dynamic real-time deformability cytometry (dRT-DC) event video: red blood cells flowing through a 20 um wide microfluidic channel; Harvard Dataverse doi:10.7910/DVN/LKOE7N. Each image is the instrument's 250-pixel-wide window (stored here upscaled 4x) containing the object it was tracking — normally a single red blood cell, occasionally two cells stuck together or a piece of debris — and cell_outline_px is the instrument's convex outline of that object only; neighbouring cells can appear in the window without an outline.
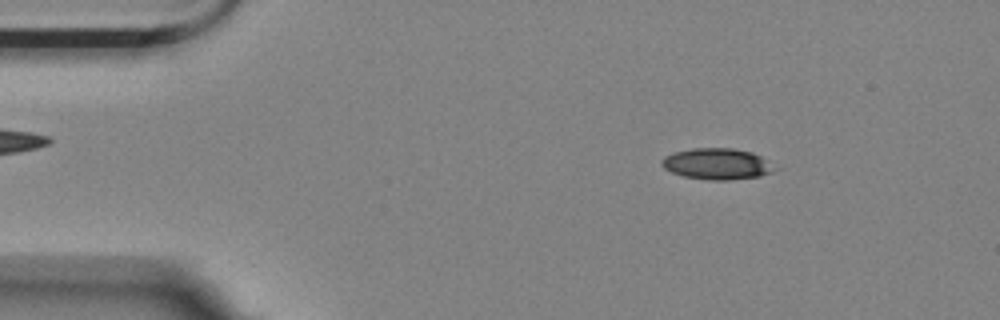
{"species": "Egyptian fruit bat (a non-hibernating species)", "species_latin": "Rousettus aegyptiacus", "temperature_condition": "room temperature", "stored_images_in_passage": 50, "camera_frame_rate_fps": 3000, "um_per_image_px": 0.085, "animal": {"sex": "female"}, "frame": {"image": 1, "passage_image": 2, "time_ms": 0.333, "image_size_px": [1000, 320], "cell_outline_px": [[772, 172], [760, 176], [728, 180], [712, 180], [684, 176], [672, 172], [664, 168], [660, 164], [660, 160], [664, 156], [676, 152], [692, 148], [732, 148], [752, 152], [760, 156], [764, 160]], "centroid_in_image_um": [60.84, 13.92], "position_along_channel_um": 24.2, "area_um2": 20.0}}
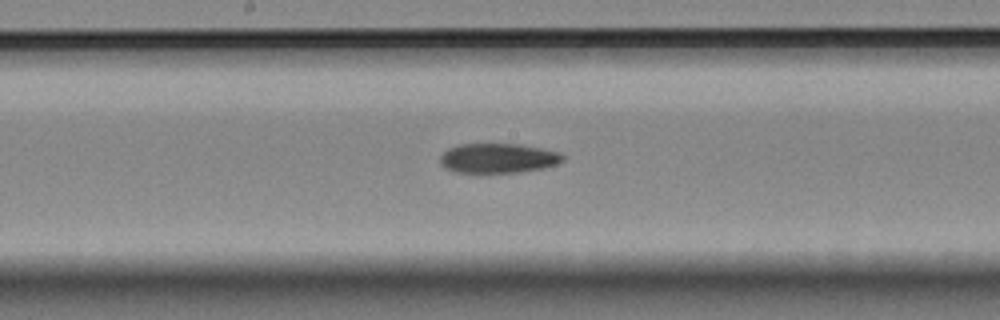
{"frame": {"image": 2, "passage_image": 23, "time_ms": 7.333, "image_size_px": [1000, 320], "cell_outline_px": [[564, 160], [556, 164], [544, 168], [520, 172], [476, 176], [452, 172], [444, 168], [440, 164], [440, 156], [448, 148], [460, 144], [516, 144], [540, 148], [556, 152], [564, 156]], "centroid_in_image_um": [42.23, 13.51], "position_along_channel_um": 206.0, "area_um2": 22.08}}
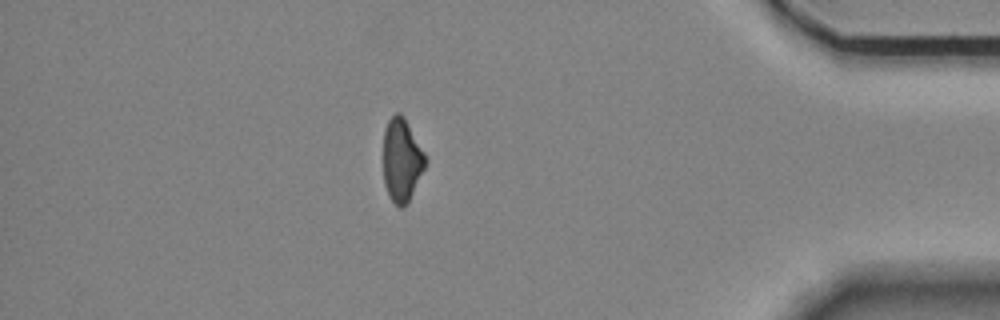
{"frame": {"image": 3, "passage_image": 43, "time_ms": 14.0, "image_size_px": [1000, 320], "cell_outline_px": [[428, 160], [408, 204], [404, 208], [400, 208], [388, 196], [384, 184], [384, 128], [388, 120], [396, 112], [400, 112], [404, 116], [424, 152]], "centroid_in_image_um": [34.15, 13.62], "position_along_channel_um": 401.0, "area_um2": 20.58}, "authors_computed_cell_mechanics": {"area_um2": 21.2993, "velocity_mm_per_s": 3.5214, "shape_relaxation_time_tau1_ms": 3.5439, "shape_relaxation_time_tau2_ms": null, "deformation_change_tau1": 0.137, "deformation_change_tau2": null}}